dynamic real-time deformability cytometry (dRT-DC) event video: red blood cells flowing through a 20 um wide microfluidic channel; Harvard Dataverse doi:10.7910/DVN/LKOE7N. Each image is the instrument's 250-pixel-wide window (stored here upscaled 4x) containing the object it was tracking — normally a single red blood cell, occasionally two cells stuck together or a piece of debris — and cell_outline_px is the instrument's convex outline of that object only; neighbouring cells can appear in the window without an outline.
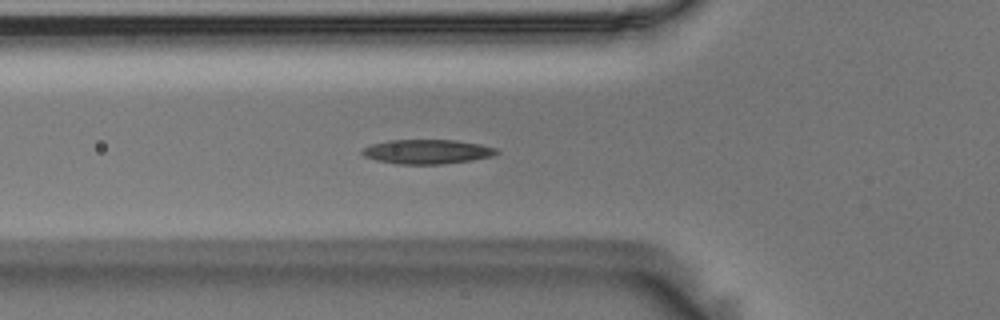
{"species": "Egyptian fruit bat (a non-hibernating species)", "species_latin": "Rousettus aegyptiacus", "temperature_condition": "room temperature", "stored_images_in_passage": 40, "camera_frame_rate_fps": 3000, "um_per_image_px": 0.085, "animal": {"sex": "male"}, "frame": {"image": 1, "passage_image": 3, "time_ms": 0.667, "image_size_px": [1000, 320], "cell_outline_px": [[500, 152], [492, 156], [472, 160], [440, 164], [396, 164], [376, 160], [364, 156], [360, 152], [364, 148], [372, 144], [388, 140], [456, 140], [480, 144], [496, 148]], "centroid_in_image_um": [36.3, 12.89], "position_along_channel_um": 89.5, "area_um2": 19.07}}
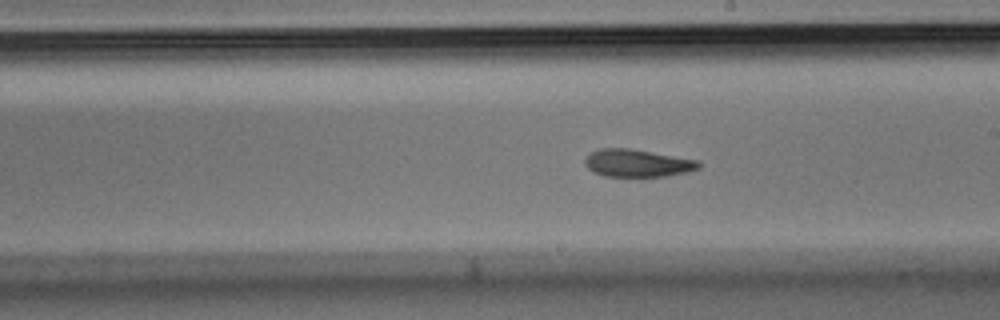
{"frame": {"image": 2, "passage_image": 15, "time_ms": 4.667, "image_size_px": [1000, 320], "cell_outline_px": [[700, 168], [688, 172], [668, 176], [604, 176], [592, 172], [584, 164], [584, 160], [592, 152], [600, 148], [632, 148], [700, 160]], "centroid_in_image_um": [54.21, 13.86], "position_along_channel_um": 234.8, "area_um2": 18.5}}
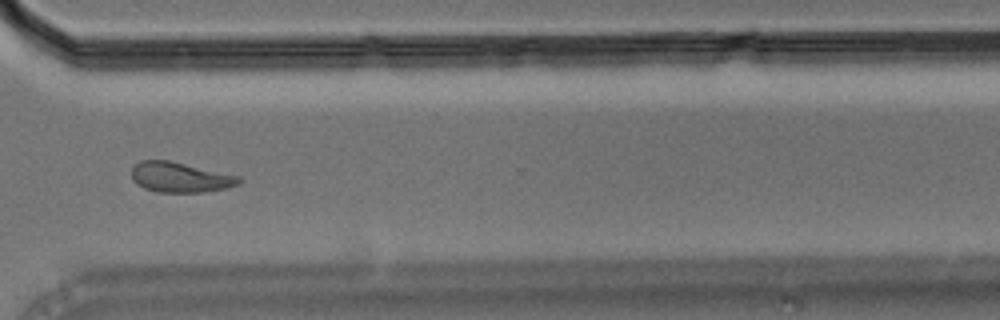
{"frame": {"image": 3, "passage_image": 25, "time_ms": 8.0, "image_size_px": [1000, 320], "cell_outline_px": [[244, 180], [240, 184], [228, 188], [204, 192], [156, 192], [144, 188], [136, 184], [132, 180], [132, 168], [140, 160], [168, 160], [240, 176]], "centroid_in_image_um": [15.34, 15.08], "position_along_channel_um": 355.3, "area_um2": 19.02}, "authors_computed_cell_mechanics": {"area_um2": 19.1029, "velocity_mm_per_s": 3.6164, "shape_relaxation_time_tau1_ms": 6.4883, "shape_relaxation_time_tau2_ms": 2.8901, "deformation_change_tau1": 0.1738, "deformation_change_tau2": 0.0958}}